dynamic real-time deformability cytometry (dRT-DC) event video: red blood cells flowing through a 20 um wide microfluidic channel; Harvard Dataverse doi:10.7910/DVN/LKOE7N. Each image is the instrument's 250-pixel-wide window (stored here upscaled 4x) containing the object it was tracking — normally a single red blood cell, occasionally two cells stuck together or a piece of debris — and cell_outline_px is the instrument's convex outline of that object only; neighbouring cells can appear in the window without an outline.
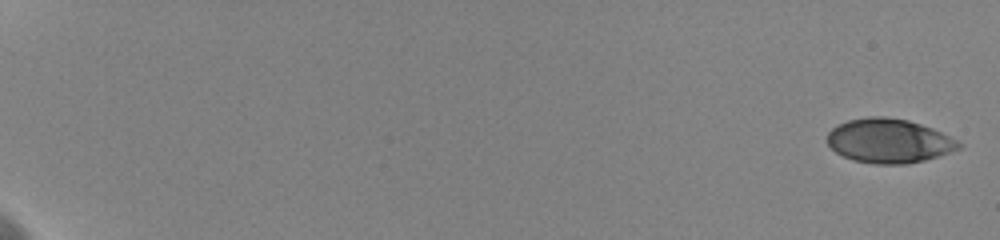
{"species": "human", "species_latin": "Homo sapiens", "temperature_condition": "cold", "stored_images_in_passage": 19, "camera_frame_rate_fps": 3000, "um_per_image_px": 0.085, "donor": {"sex": "female"}, "frame": {"image": 1, "passage_image": 1, "time_ms": 0.0, "image_size_px": [1000, 240], "cell_outline_px": [[960, 148], [924, 160], [908, 164], [872, 164], [852, 160], [836, 152], [828, 144], [828, 132], [832, 128], [848, 120], [868, 116], [884, 116], [908, 120], [932, 128], [956, 140], [960, 144]], "centroid_in_image_um": [75.52, 11.97], "position_along_channel_um": 9.5, "area_um2": 33.58}}
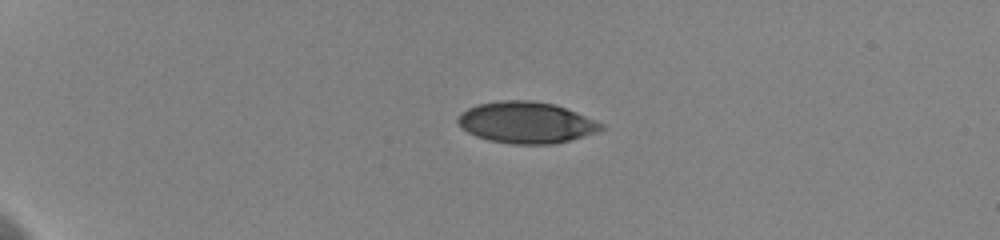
{"frame": {"image": 2, "passage_image": 7, "time_ms": 5.0, "image_size_px": [1000, 240], "cell_outline_px": [[604, 128], [600, 132], [556, 144], [512, 144], [488, 140], [476, 136], [460, 128], [456, 120], [460, 112], [476, 104], [504, 100], [528, 100], [552, 104], [576, 112], [604, 124]], "centroid_in_image_um": [44.71, 10.43], "position_along_channel_um": 40.3, "area_um2": 34.74}}
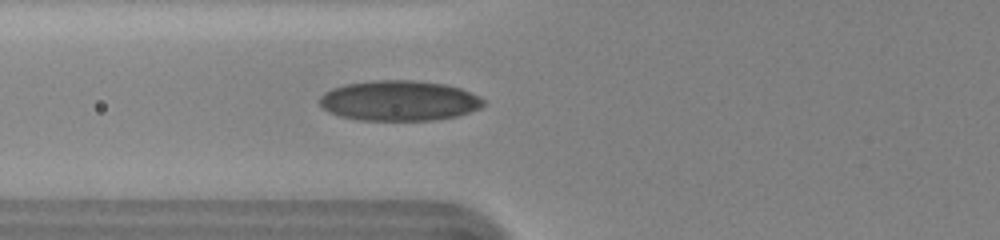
{"frame": {"image": 3, "passage_image": 12, "time_ms": 8.333, "image_size_px": [1000, 240], "cell_outline_px": [[484, 104], [480, 108], [456, 116], [432, 120], [360, 120], [340, 116], [328, 112], [320, 104], [320, 96], [324, 92], [332, 88], [348, 84], [372, 80], [412, 80], [444, 84], [460, 88], [480, 96], [484, 100]], "centroid_in_image_um": [33.92, 8.56], "position_along_channel_um": 91.9, "area_um2": 38.32}}